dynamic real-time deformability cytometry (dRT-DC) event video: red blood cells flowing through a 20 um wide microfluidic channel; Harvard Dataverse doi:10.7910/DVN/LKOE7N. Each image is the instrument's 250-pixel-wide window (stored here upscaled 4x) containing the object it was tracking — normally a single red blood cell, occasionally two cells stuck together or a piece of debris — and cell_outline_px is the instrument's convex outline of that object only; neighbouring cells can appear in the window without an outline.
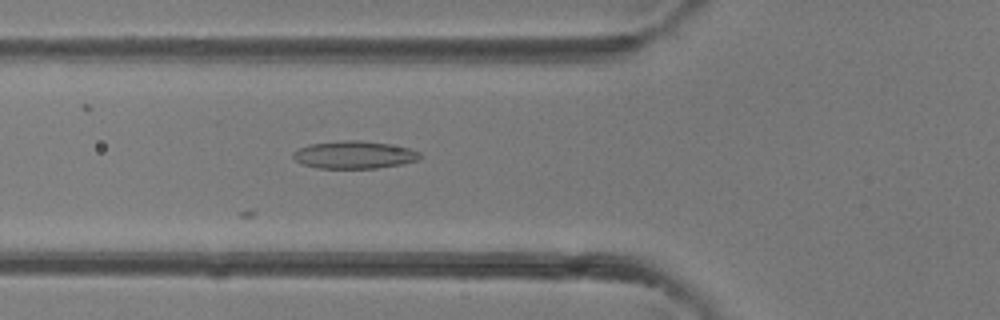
{"species": "common noctule bat (a hibernating species)", "species_latin": "Nyctalus noctula", "temperature_condition": "room temperature", "stored_images_in_passage": 25, "camera_frame_rate_fps": 3000, "um_per_image_px": 0.085, "animal": {"sex": "female"}, "frame": {"image": 1, "passage_image": 14, "time_ms": 4.333, "image_size_px": [1000, 320], "cell_outline_px": [[420, 156], [416, 160], [400, 164], [376, 168], [316, 168], [304, 164], [296, 160], [292, 156], [292, 152], [296, 148], [308, 144], [344, 140], [360, 140], [388, 144], [408, 148], [420, 152]], "centroid_in_image_um": [30.04, 13.15], "position_along_channel_um": 95.8, "area_um2": 20.29}}
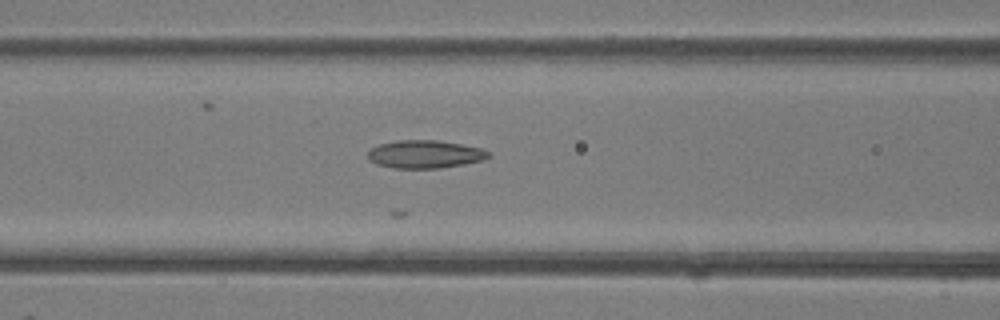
{"frame": {"image": 2, "passage_image": 16, "time_ms": 5.0, "image_size_px": [1000, 320], "cell_outline_px": [[492, 156], [484, 160], [464, 164], [440, 168], [392, 168], [376, 164], [368, 160], [368, 152], [372, 148], [380, 144], [396, 140], [440, 140], [480, 148], [488, 152]], "centroid_in_image_um": [36.11, 13.11], "position_along_channel_um": 130.5, "area_um2": 19.71}}